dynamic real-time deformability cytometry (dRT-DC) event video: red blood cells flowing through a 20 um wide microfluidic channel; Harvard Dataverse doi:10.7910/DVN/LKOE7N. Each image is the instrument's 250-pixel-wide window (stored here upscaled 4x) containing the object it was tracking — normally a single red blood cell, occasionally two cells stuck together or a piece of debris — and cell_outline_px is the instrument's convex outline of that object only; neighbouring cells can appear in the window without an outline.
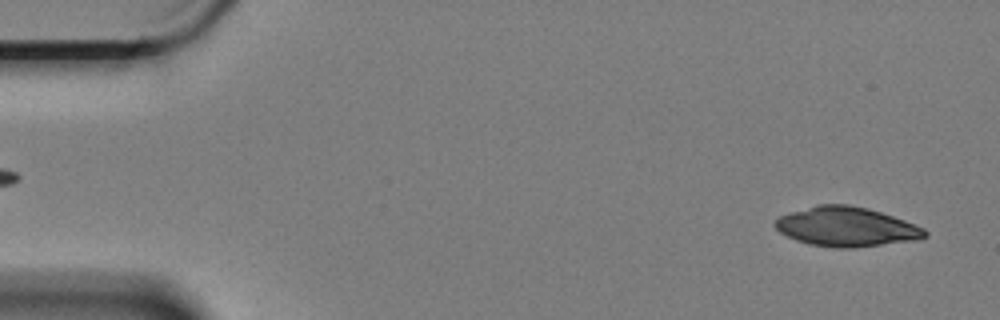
{"species": "Egyptian fruit bat (a non-hibernating species)", "species_latin": "Rousettus aegyptiacus", "temperature_condition": "cold", "stored_images_in_passage": 58, "camera_frame_rate_fps": 3000, "um_per_image_px": 0.085, "animal": {"sex": "female"}, "frame": {"image": 1, "passage_image": 3, "time_ms": 0.667, "image_size_px": [1000, 320], "cell_outline_px": [[928, 236], [912, 240], [856, 248], [832, 248], [808, 244], [796, 240], [780, 232], [772, 224], [780, 216], [816, 204], [848, 204], [868, 208], [904, 220], [924, 228], [928, 232]], "centroid_in_image_um": [71.92, 19.28], "position_along_channel_um": 13.1, "area_um2": 34.39}}